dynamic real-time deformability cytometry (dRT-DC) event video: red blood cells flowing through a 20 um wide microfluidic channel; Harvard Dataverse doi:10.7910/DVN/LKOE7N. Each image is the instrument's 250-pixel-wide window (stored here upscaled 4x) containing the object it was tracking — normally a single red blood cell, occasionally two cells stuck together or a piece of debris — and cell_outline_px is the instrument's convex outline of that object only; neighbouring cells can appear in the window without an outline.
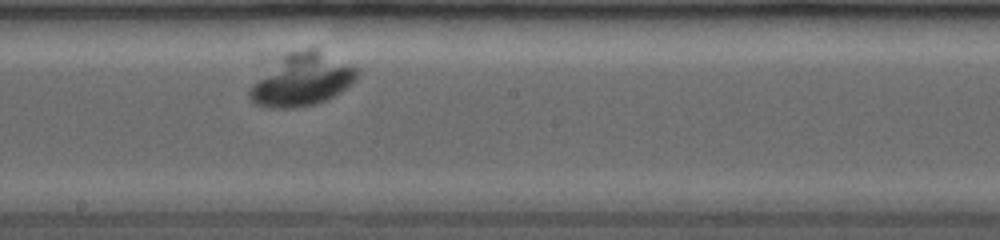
{"species": "common noctule bat (a hibernating species)", "species_latin": "Nyctalus noctula", "temperature_condition": "room temperature", "stored_images_in_passage": 9, "camera_frame_rate_fps": 3500, "um_per_image_px": 0.085, "animal": {"sex": "female", "body_mass_g": 19.0, "forearm_length_mm": 53.3}, "frame": {"image": 1, "passage_image": 9, "time_ms": 4.857, "image_size_px": [1000, 240], "cell_outline_px": [[356, 80], [352, 84], [340, 92], [316, 104], [292, 108], [268, 108], [252, 104], [248, 96], [248, 88], [276, 56], [284, 52], [304, 48], [316, 48], [356, 68]], "centroid_in_image_um": [25.56, 6.76], "position_along_channel_um": 222.6, "area_um2": 33.41}}